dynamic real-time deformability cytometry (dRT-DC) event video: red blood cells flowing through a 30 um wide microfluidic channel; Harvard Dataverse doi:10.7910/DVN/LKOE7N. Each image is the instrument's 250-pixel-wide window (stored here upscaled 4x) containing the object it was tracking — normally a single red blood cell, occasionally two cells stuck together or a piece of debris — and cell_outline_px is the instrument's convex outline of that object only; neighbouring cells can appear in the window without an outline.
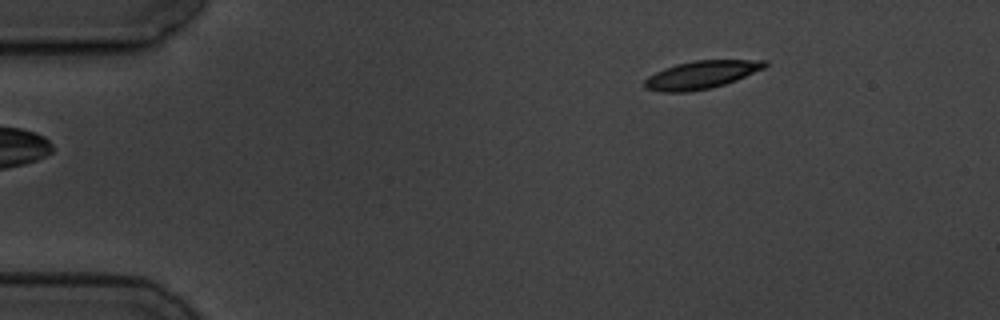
{"species": "common noctule bat (a hibernating species)", "species_latin": "Nyctalus noctula", "temperature_condition": "cold", "stored_images_in_passage": 6, "camera_frame_rate_fps": 3000, "um_per_image_px": 0.085, "animal": {"sex": "male", "body_mass_g": 19.5, "forearm_length_mm": 54.6}, "frame": {"image": 1, "passage_image": 6, "time_ms": 6.0, "image_size_px": [1000, 320], "cell_outline_px": [[768, 64], [764, 68], [736, 80], [724, 84], [708, 88], [688, 92], [660, 92], [644, 88], [644, 80], [648, 76], [664, 68], [676, 64], [692, 60], [768, 60]], "centroid_in_image_um": [59.58, 6.35], "position_along_channel_um": 25.4, "area_um2": 19.54}}